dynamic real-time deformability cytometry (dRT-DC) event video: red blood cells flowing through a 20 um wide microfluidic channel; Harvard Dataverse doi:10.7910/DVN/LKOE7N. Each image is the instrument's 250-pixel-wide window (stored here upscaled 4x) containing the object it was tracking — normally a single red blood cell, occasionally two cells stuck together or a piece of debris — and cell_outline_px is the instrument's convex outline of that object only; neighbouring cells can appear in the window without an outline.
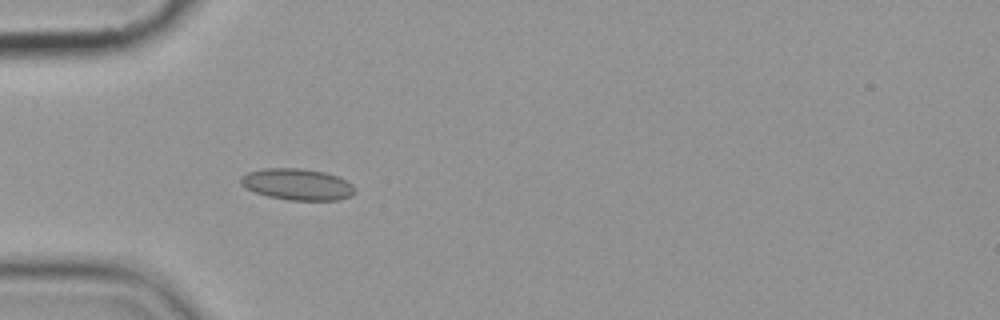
{"species": "common noctule bat (a hibernating species)", "species_latin": "Nyctalus noctula", "temperature_condition": "cold", "stored_images_in_passage": 7, "camera_frame_rate_fps": 3000, "um_per_image_px": 0.085, "animal": {"sex": "female", "body_mass_g": 19.9}, "frame": {"image": 1, "passage_image": 5, "time_ms": 4.667, "image_size_px": [1000, 320], "cell_outline_px": [[356, 192], [348, 196], [336, 200], [288, 200], [268, 196], [244, 188], [240, 184], [240, 176], [248, 172], [264, 168], [300, 168], [324, 172], [336, 176], [352, 184], [356, 188]], "centroid_in_image_um": [25.23, 15.66], "position_along_channel_um": 59.8, "area_um2": 20.87}}
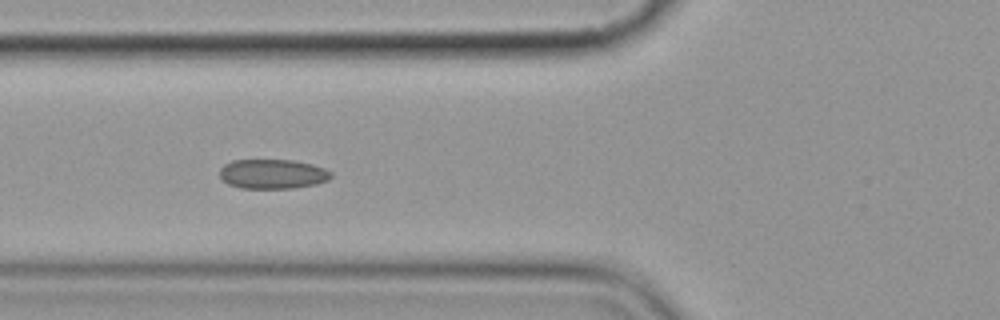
{"frame": {"image": 2, "passage_image": 6, "time_ms": 6.0, "image_size_px": [1000, 320], "cell_outline_px": [[332, 176], [328, 180], [316, 184], [292, 188], [240, 188], [228, 184], [220, 176], [220, 168], [224, 164], [232, 160], [296, 160], [312, 164], [324, 168], [332, 172]], "centroid_in_image_um": [23.18, 14.78], "position_along_channel_um": 102.6, "area_um2": 19.25}}
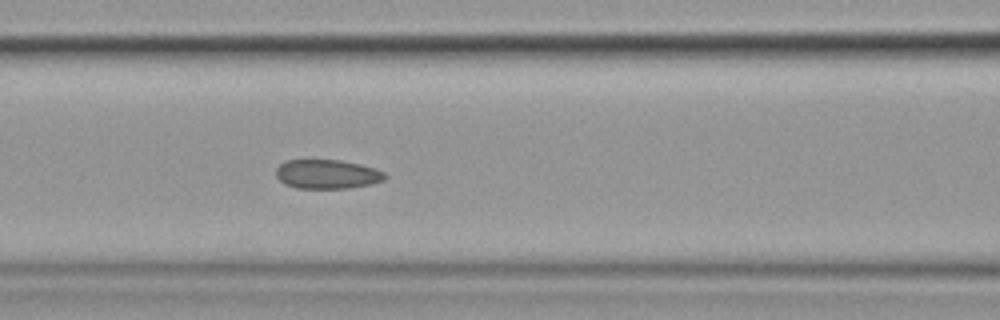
{"frame": {"image": 3, "passage_image": 7, "time_ms": 7.0, "image_size_px": [1000, 320], "cell_outline_px": [[388, 176], [384, 180], [368, 184], [348, 188], [296, 188], [284, 184], [276, 176], [276, 168], [284, 160], [340, 160], [360, 164], [384, 172]], "centroid_in_image_um": [27.77, 14.8], "position_along_channel_um": 138.8, "area_um2": 18.44}}